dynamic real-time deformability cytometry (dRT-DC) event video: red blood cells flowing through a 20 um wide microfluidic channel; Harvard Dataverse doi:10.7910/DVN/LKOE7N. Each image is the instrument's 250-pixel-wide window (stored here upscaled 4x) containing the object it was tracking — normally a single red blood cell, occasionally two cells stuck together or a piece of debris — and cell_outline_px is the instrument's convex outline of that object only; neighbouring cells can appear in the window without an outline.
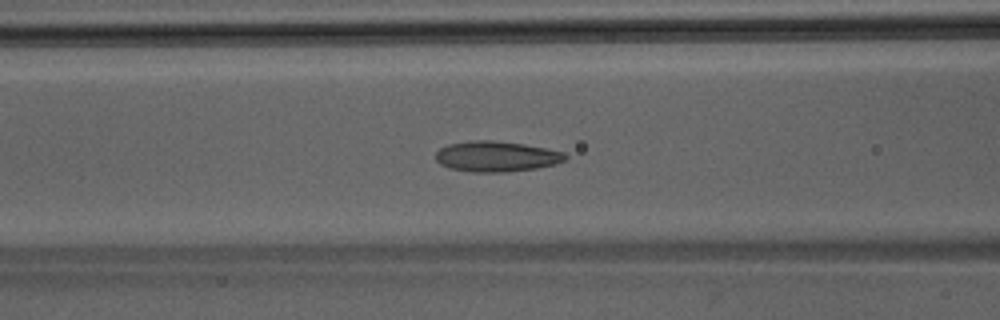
{"species": "Egyptian fruit bat (a non-hibernating species)", "species_latin": "Rousettus aegyptiacus", "temperature_condition": "room temperature", "stored_images_in_passage": 45, "camera_frame_rate_fps": 3000, "um_per_image_px": 0.085, "animal": {"sex": "male"}, "frame": {"image": 1, "passage_image": 18, "time_ms": 5.667, "image_size_px": [1000, 320], "cell_outline_px": [[568, 156], [564, 160], [556, 164], [536, 168], [508, 172], [472, 172], [448, 168], [440, 164], [436, 160], [436, 152], [440, 148], [448, 144], [472, 140], [492, 140], [524, 144], [564, 152]], "centroid_in_image_um": [42.17, 13.3], "position_along_channel_um": 124.4, "area_um2": 23.12}}
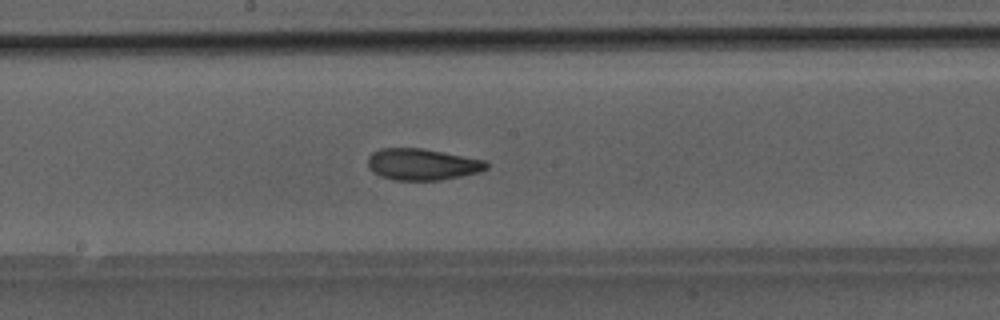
{"frame": {"image": 2, "passage_image": 24, "time_ms": 7.667, "image_size_px": [1000, 320], "cell_outline_px": [[488, 168], [480, 172], [440, 180], [396, 180], [380, 176], [368, 164], [368, 156], [372, 152], [380, 148], [424, 148], [484, 160], [488, 164]], "centroid_in_image_um": [35.91, 13.96], "position_along_channel_um": 212.3, "area_um2": 21.62}}
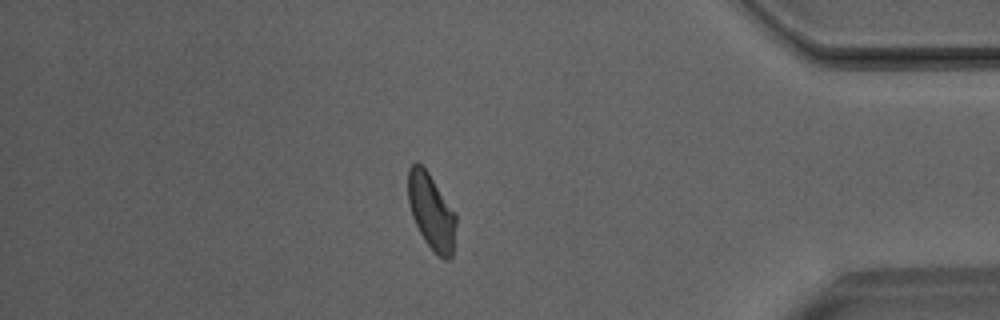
{"frame": {"image": 3, "passage_image": 39, "time_ms": 12.667, "image_size_px": [1000, 320], "cell_outline_px": [[456, 224], [452, 256], [448, 260], [444, 260], [424, 240], [412, 216], [408, 200], [408, 168], [412, 164], [420, 164], [428, 172], [456, 212]], "centroid_in_image_um": [36.68, 17.98], "position_along_channel_um": 398.5, "area_um2": 20.98}}